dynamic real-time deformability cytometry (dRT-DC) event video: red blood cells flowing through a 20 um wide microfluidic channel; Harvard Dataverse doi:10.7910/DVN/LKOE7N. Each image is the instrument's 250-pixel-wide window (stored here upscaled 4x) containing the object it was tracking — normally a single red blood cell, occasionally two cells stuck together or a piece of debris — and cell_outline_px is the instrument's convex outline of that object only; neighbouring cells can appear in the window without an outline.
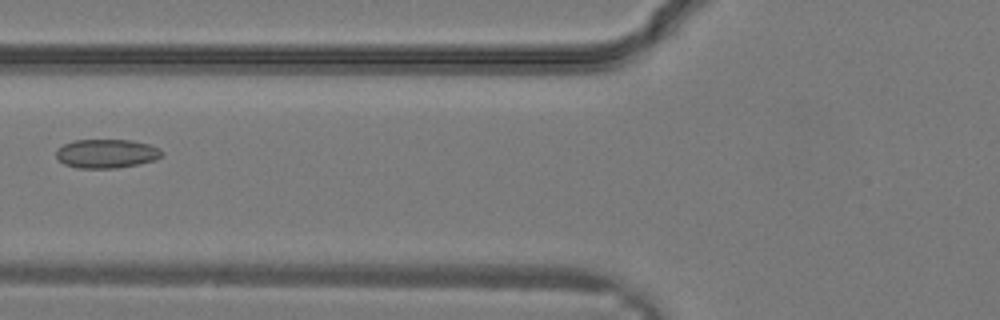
{"species": "common noctule bat (a hibernating species)", "species_latin": "Nyctalus noctula", "temperature_condition": "warm", "stored_images_in_passage": 10, "camera_frame_rate_fps": 3000, "um_per_image_px": 0.085, "animal": {"sex": "male", "body_mass_g": 19.2, "forearm_length_mm": 51.8}, "frame": {"image": 1, "passage_image": 7, "time_ms": 2.0, "image_size_px": [1000, 320], "cell_outline_px": [[164, 152], [156, 160], [116, 168], [76, 168], [64, 164], [56, 156], [56, 152], [64, 144], [72, 140], [132, 140], [148, 144], [160, 148]], "centroid_in_image_um": [9.07, 13.05], "position_along_channel_um": 116.7, "area_um2": 17.74}}
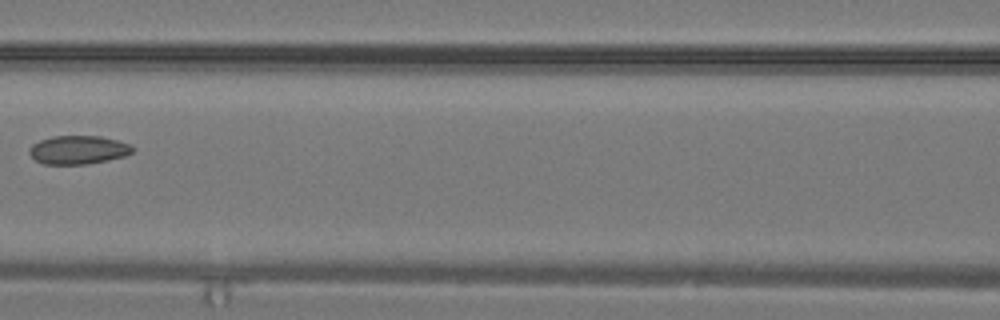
{"frame": {"image": 2, "passage_image": 9, "time_ms": 2.667, "image_size_px": [1000, 320], "cell_outline_px": [[132, 152], [124, 156], [108, 160], [88, 164], [44, 164], [36, 160], [28, 152], [28, 148], [32, 144], [40, 140], [52, 136], [100, 136], [116, 140], [128, 144], [132, 148]], "centroid_in_image_um": [6.6, 12.74], "position_along_channel_um": 160.0, "area_um2": 17.05}}